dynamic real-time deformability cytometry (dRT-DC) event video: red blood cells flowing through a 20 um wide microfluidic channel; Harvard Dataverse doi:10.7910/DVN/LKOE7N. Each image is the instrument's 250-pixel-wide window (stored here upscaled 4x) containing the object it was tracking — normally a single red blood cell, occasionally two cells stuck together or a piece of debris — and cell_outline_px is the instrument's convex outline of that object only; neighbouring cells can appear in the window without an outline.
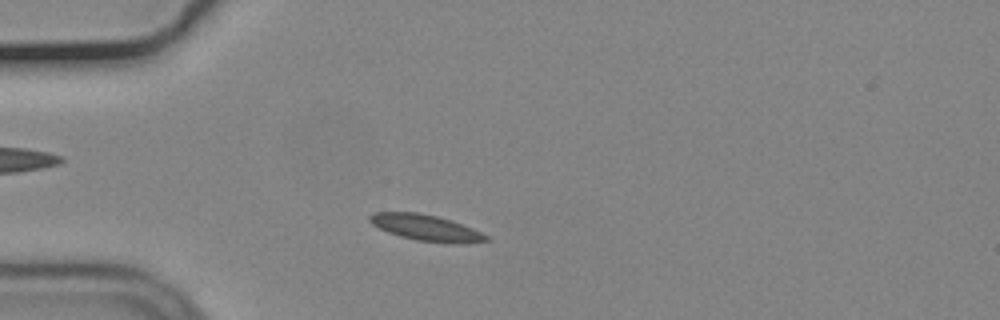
{"species": "common noctule bat (a hibernating species)", "species_latin": "Nyctalus noctula", "temperature_condition": "cold", "stored_images_in_passage": 49, "camera_frame_rate_fps": 3000, "um_per_image_px": 0.085, "animal": {"sex": "male", "body_mass_g": 19.2, "forearm_length_mm": 51.8}, "frame": {"image": 1, "passage_image": 8, "time_ms": 2.333, "image_size_px": [1000, 320], "cell_outline_px": [[492, 240], [456, 244], [448, 244], [416, 240], [400, 236], [388, 232], [372, 224], [368, 220], [368, 216], [372, 212], [416, 212], [436, 216], [452, 220], [472, 228], [488, 236]], "centroid_in_image_um": [36.21, 19.36], "position_along_channel_um": 48.8, "area_um2": 17.8}}
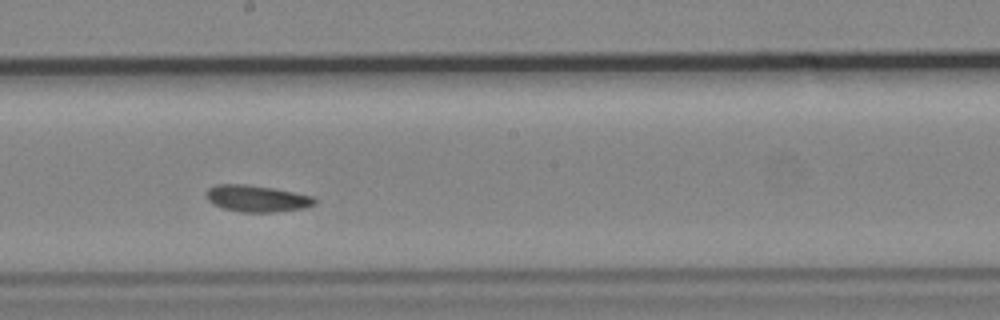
{"frame": {"image": 2, "passage_image": 24, "time_ms": 7.667, "image_size_px": [1000, 320], "cell_outline_px": [[316, 204], [304, 208], [276, 212], [240, 212], [224, 208], [212, 204], [208, 200], [208, 188], [216, 184], [248, 184], [272, 188], [312, 196], [316, 200]], "centroid_in_image_um": [21.83, 16.88], "position_along_channel_um": 226.4, "area_um2": 16.7}}
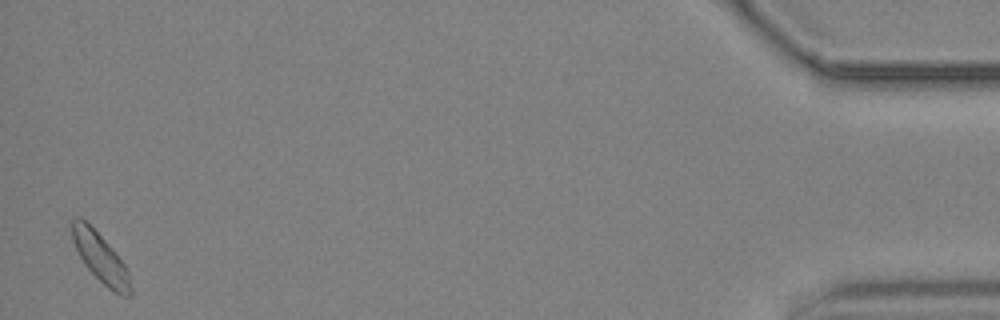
{"frame": {"image": 3, "passage_image": 48, "time_ms": 15.667, "image_size_px": [1000, 320], "cell_outline_px": [[132, 296], [120, 296], [108, 288], [84, 264], [72, 240], [72, 220], [76, 216], [80, 216], [108, 244], [124, 264], [128, 272], [132, 288]], "centroid_in_image_um": [8.55, 21.94], "position_along_channel_um": 426.6, "area_um2": 16.42}, "authors_computed_cell_mechanics": {"area_um2": 16.5308, "velocity_mm_per_s": 3.6375, "shape_relaxation_time_tau1_ms": 4.3792, "shape_relaxation_time_tau2_ms": null, "deformation_change_tau1": 0.0631, "deformation_change_tau2": null}}